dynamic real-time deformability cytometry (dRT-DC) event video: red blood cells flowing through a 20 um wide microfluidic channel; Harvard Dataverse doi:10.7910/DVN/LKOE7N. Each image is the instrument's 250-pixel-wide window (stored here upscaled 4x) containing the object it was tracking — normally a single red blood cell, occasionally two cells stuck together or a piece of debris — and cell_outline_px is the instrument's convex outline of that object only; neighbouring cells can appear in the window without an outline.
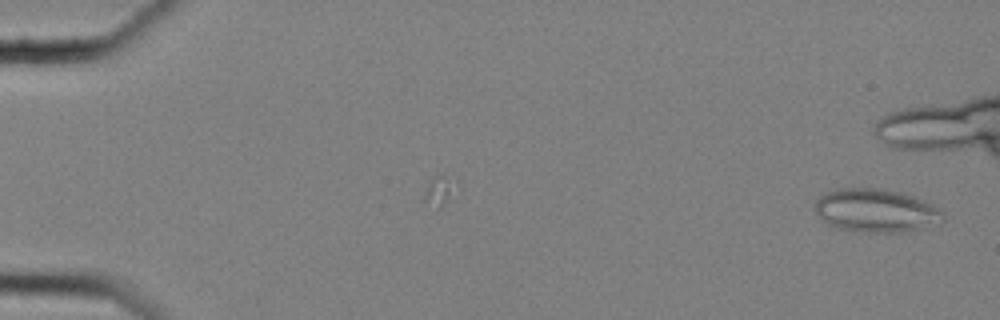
{"species": "common noctule bat (a hibernating species)", "species_latin": "Nyctalus noctula", "temperature_condition": "cold", "stored_images_in_passage": 46, "camera_frame_rate_fps": 3000, "um_per_image_px": 0.085, "animal": {"sex": "female", "body_mass_g": 25.1}, "frame": {"image": 1, "passage_image": 1, "time_ms": 0.0, "image_size_px": [1000, 320], "cell_outline_px": [[944, 220], [908, 232], [860, 232], [840, 228], [828, 224], [820, 220], [816, 216], [812, 208], [816, 200], [824, 192], [836, 188], [880, 188], [900, 192], [916, 196], [940, 208], [944, 212]], "centroid_in_image_um": [74.41, 17.88], "position_along_channel_um": 10.6, "area_um2": 32.89}}
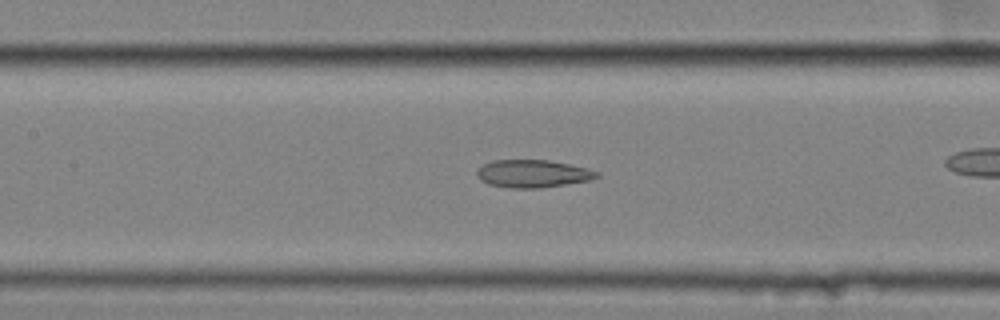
{"frame": {"image": 2, "passage_image": 27, "time_ms": 8.667, "image_size_px": [1000, 320], "cell_outline_px": [[600, 176], [588, 180], [540, 188], [512, 188], [488, 184], [480, 180], [476, 172], [484, 164], [492, 160], [548, 160], [568, 164], [600, 172]], "centroid_in_image_um": [45.26, 14.76], "position_along_channel_um": 162.1, "area_um2": 19.07}}
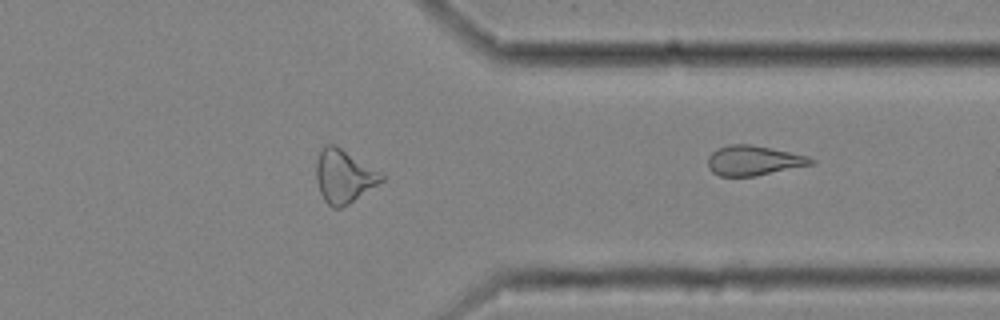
{"frame": {"image": 3, "passage_image": 46, "time_ms": 15.0, "image_size_px": [1000, 320], "cell_outline_px": [[816, 160], [812, 164], [756, 176], [720, 176], [712, 172], [708, 168], [708, 156], [712, 152], [728, 144], [752, 144], [808, 156]], "centroid_in_image_um": [64.04, 13.64], "position_along_channel_um": 347.4, "area_um2": 17.86}}